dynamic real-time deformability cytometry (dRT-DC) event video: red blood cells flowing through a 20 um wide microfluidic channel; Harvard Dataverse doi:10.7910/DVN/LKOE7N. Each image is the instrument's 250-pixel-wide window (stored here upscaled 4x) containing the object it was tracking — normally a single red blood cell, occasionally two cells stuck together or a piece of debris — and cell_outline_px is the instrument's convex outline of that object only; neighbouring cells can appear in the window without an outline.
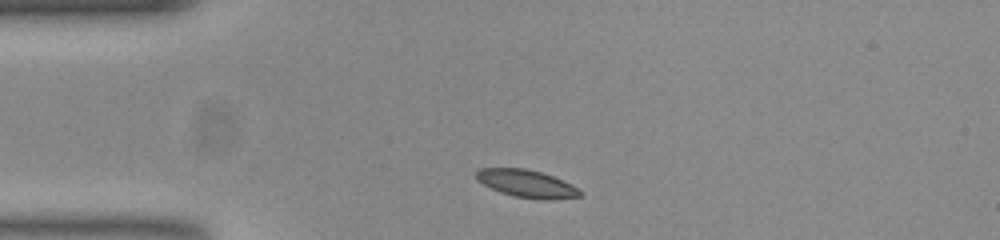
{"species": "common noctule bat (a hibernating species)", "species_latin": "Nyctalus noctula", "temperature_condition": "room temperature", "stored_images_in_passage": 43, "camera_frame_rate_fps": 3000, "um_per_image_px": 0.085, "animal": {"sex": "female", "body_mass_g": 23.0, "forearm_length_mm": 53.4}, "frame": {"image": 1, "passage_image": 1, "time_ms": 0.0, "image_size_px": [1000, 240], "cell_outline_px": [[580, 196], [552, 200], [544, 200], [512, 196], [500, 192], [476, 180], [476, 172], [480, 168], [524, 168], [540, 172], [552, 176], [576, 188], [580, 192]], "centroid_in_image_um": [44.71, 15.61], "position_along_channel_um": 40.3, "area_um2": 16.36}}
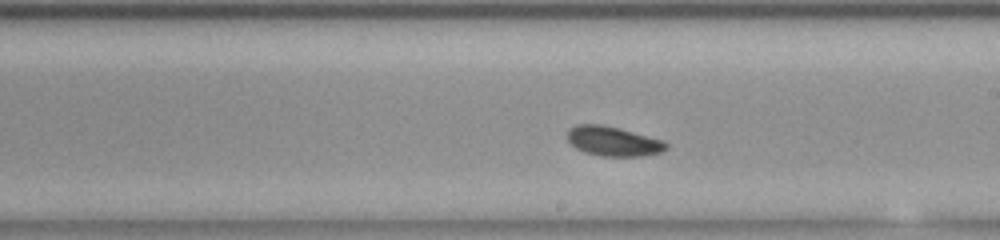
{"frame": {"image": 2, "passage_image": 19, "time_ms": 6.0, "image_size_px": [1000, 240], "cell_outline_px": [[668, 148], [660, 152], [640, 156], [600, 156], [584, 152], [576, 148], [568, 140], [568, 128], [576, 124], [600, 124], [620, 128], [664, 140], [668, 144]], "centroid_in_image_um": [52.12, 12.0], "position_along_channel_um": 236.9, "area_um2": 17.11}}
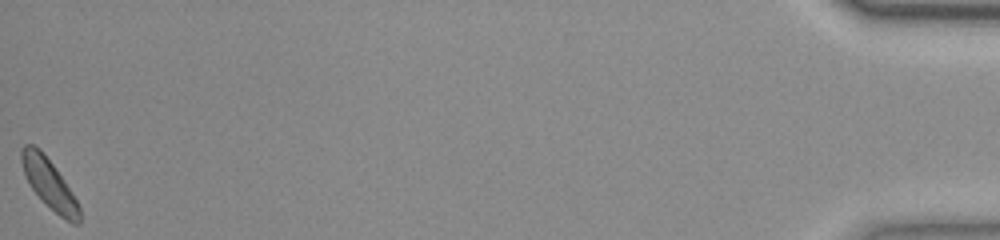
{"frame": {"image": 3, "passage_image": 43, "time_ms": 14.0, "image_size_px": [1000, 240], "cell_outline_px": [[80, 224], [72, 224], [60, 216], [32, 188], [24, 172], [20, 160], [20, 148], [24, 144], [32, 144], [40, 148], [44, 152], [64, 180], [76, 200], [80, 208]], "centroid_in_image_um": [4.17, 15.56], "position_along_channel_um": 431.0, "area_um2": 16.42}, "authors_computed_cell_mechanics": {"area_um2": 16.8198, "velocity_mm_per_s": 3.7159, "shape_relaxation_time_tau1_ms": 1.5995, "shape_relaxation_time_tau2_ms": null, "deformation_change_tau1": 0.0731, "deformation_change_tau2": null}}